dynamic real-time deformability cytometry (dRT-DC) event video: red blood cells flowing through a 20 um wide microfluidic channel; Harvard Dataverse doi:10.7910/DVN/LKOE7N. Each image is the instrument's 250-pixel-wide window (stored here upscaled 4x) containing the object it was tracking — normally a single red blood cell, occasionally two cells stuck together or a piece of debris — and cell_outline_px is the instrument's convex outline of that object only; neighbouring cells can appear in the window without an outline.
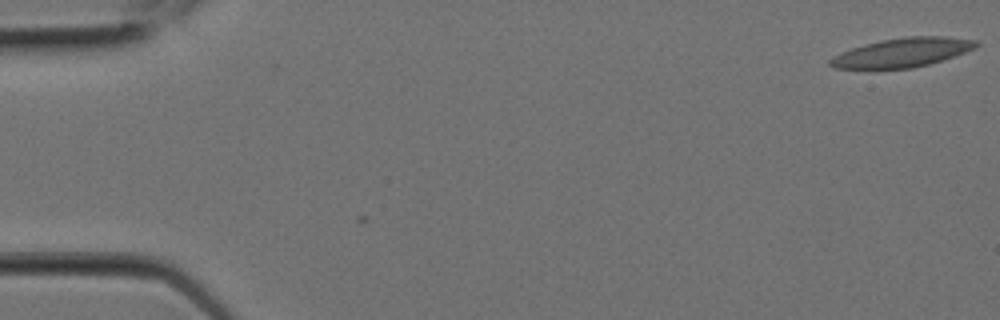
{"species": "Egyptian fruit bat (a non-hibernating species)", "species_latin": "Rousettus aegyptiacus", "temperature_condition": "room temperature", "stored_images_in_passage": 3, "camera_frame_rate_fps": 3000, "um_per_image_px": 0.085, "animal": {"sex": "female"}, "frame": {"image": 1, "passage_image": 3, "time_ms": 0.667, "image_size_px": [1000, 320], "cell_outline_px": [[980, 44], [976, 48], [928, 64], [912, 68], [832, 68], [828, 64], [828, 60], [832, 56], [852, 48], [864, 44], [880, 40], [904, 36], [944, 36], [976, 40]], "centroid_in_image_um": [76.67, 4.45], "position_along_channel_um": 8.3, "area_um2": 24.57}}